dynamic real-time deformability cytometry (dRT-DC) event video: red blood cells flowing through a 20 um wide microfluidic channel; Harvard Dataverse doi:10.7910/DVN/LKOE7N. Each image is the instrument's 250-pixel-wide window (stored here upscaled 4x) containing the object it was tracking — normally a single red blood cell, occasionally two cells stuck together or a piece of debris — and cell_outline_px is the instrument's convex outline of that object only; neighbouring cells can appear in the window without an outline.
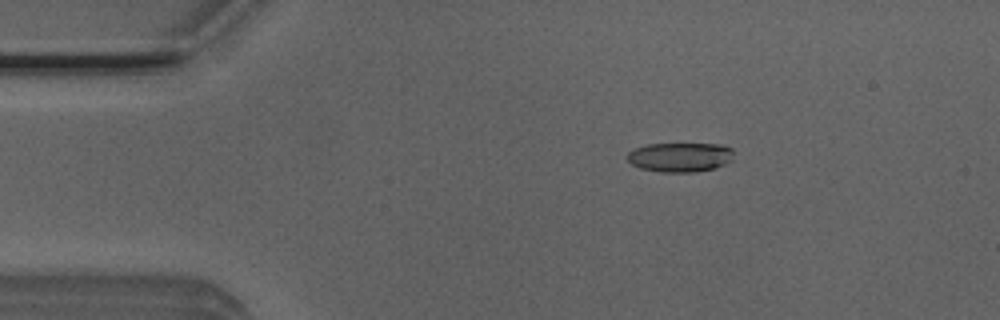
{"species": "Egyptian fruit bat (a non-hibernating species)", "species_latin": "Rousettus aegyptiacus", "temperature_condition": "room temperature", "stored_images_in_passage": 45, "camera_frame_rate_fps": 3000, "um_per_image_px": 0.085, "animal": {"sex": "male"}, "frame": {"image": 1, "passage_image": 2, "time_ms": 0.333, "image_size_px": [1000, 320], "cell_outline_px": [[732, 160], [716, 168], [692, 172], [660, 172], [640, 168], [632, 164], [628, 160], [628, 152], [636, 148], [648, 144], [720, 144], [732, 148]], "centroid_in_image_um": [57.82, 13.36], "position_along_channel_um": 27.2, "area_um2": 18.15}}
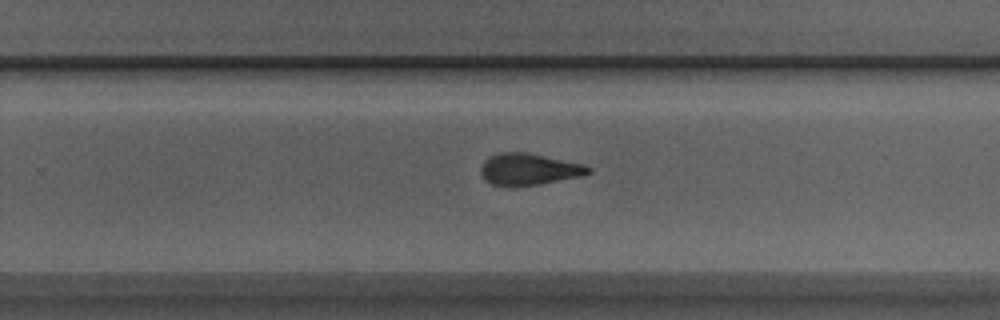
{"frame": {"image": 2, "passage_image": 26, "time_ms": 8.333, "image_size_px": [1000, 320], "cell_outline_px": [[592, 172], [584, 176], [540, 184], [492, 184], [480, 172], [480, 168], [484, 160], [500, 152], [524, 152], [584, 164], [592, 168]], "centroid_in_image_um": [45.03, 14.36], "position_along_channel_um": 284.8, "area_um2": 19.31}}
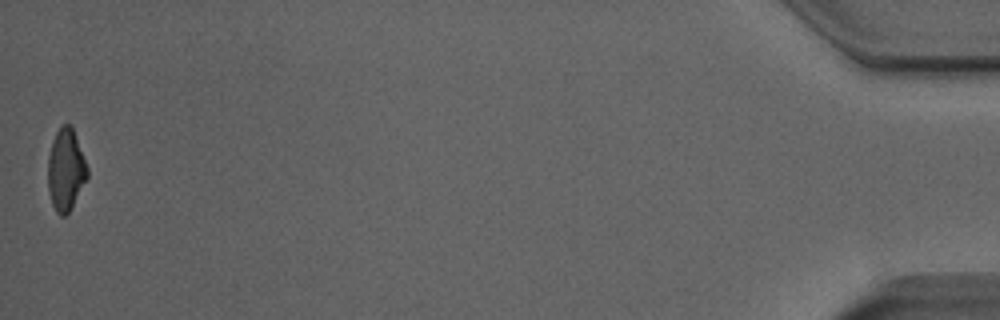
{"frame": {"image": 3, "passage_image": 45, "time_ms": 14.667, "image_size_px": [1000, 320], "cell_outline_px": [[88, 176], [68, 212], [64, 216], [60, 216], [56, 212], [52, 204], [48, 192], [48, 156], [52, 140], [56, 132], [64, 124], [68, 124], [72, 128], [88, 168]], "centroid_in_image_um": [5.56, 14.45], "position_along_channel_um": 429.6, "area_um2": 18.44}, "authors_computed_cell_mechanics": {"area_um2": 19.8254, "velocity_mm_per_s": 3.9184, "shape_relaxation_time_tau1_ms": 6.0413, "shape_relaxation_time_tau2_ms": 1.6922, "deformation_change_tau1": 0.2053, "deformation_change_tau2": 0.0931}}